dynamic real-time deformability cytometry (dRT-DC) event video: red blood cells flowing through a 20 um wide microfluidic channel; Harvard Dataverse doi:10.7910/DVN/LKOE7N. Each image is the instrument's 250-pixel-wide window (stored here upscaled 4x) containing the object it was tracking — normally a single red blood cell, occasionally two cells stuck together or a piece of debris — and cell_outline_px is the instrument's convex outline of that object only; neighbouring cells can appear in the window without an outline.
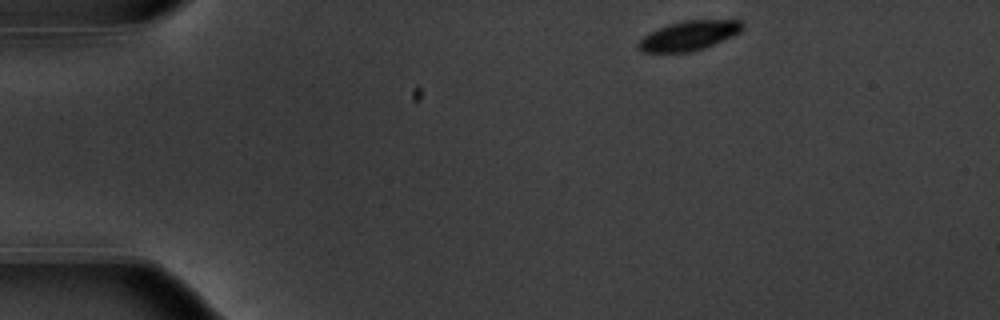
{"species": "common noctule bat (a hibernating species)", "species_latin": "Nyctalus noctula", "temperature_condition": "warm", "stored_images_in_passage": 47, "camera_frame_rate_fps": 3000, "um_per_image_px": 0.085, "animal": {"sex": "male", "body_mass_g": 20.1, "forearm_length_mm": 53.5}, "frame": {"image": 1, "passage_image": 1, "time_ms": 0.0, "image_size_px": [1000, 320], "cell_outline_px": [[744, 28], [740, 32], [732, 36], [704, 48], [688, 52], [644, 52], [636, 44], [648, 32], [668, 24], [684, 20], [740, 20], [744, 24]], "centroid_in_image_um": [58.56, 3.01], "position_along_channel_um": 26.4, "area_um2": 17.8}}
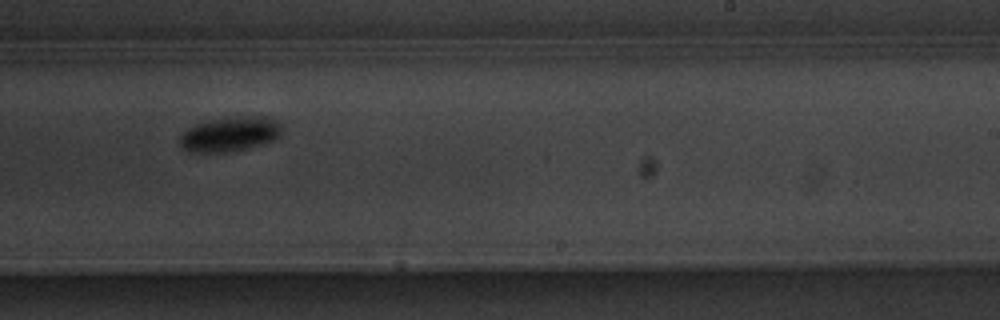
{"frame": {"image": 2, "passage_image": 27, "time_ms": 8.667, "image_size_px": [1000, 320], "cell_outline_px": [[280, 136], [272, 140], [248, 148], [228, 152], [188, 152], [180, 144], [180, 136], [188, 128], [196, 124], [212, 120], [252, 116], [268, 116], [276, 120], [280, 124]], "centroid_in_image_um": [19.55, 11.41], "position_along_channel_um": 269.5, "area_um2": 20.23}}
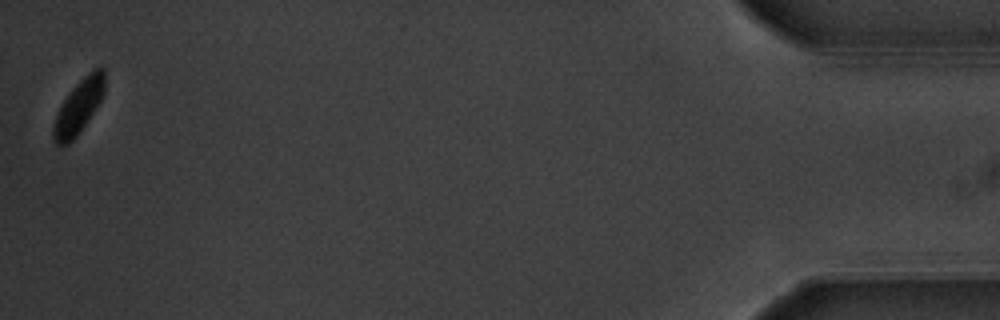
{"frame": {"image": 3, "passage_image": 47, "time_ms": 15.333, "image_size_px": [1000, 320], "cell_outline_px": [[104, 92], [100, 100], [80, 132], [68, 144], [56, 144], [52, 140], [52, 128], [56, 116], [64, 100], [72, 88], [88, 72], [96, 68], [104, 68]], "centroid_in_image_um": [6.66, 9.08], "position_along_channel_um": 428.5, "area_um2": 15.66}}